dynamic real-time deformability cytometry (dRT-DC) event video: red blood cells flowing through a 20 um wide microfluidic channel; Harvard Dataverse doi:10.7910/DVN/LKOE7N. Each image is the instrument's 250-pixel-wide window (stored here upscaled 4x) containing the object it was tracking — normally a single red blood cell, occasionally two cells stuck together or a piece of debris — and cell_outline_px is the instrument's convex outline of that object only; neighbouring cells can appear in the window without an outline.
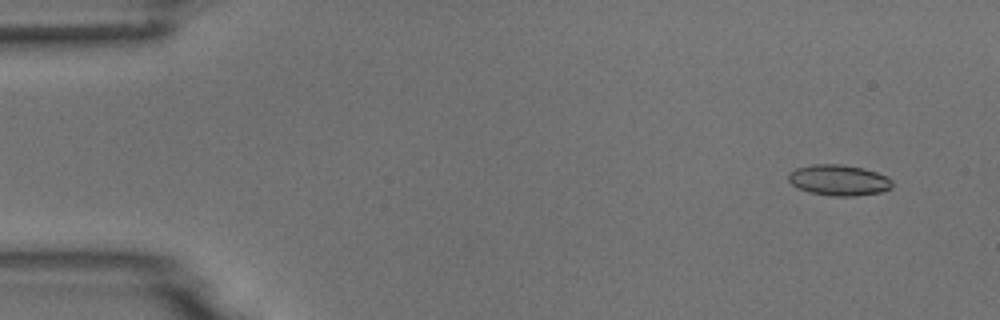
{"species": "common noctule bat (a hibernating species)", "species_latin": "Nyctalus noctula", "temperature_condition": "room temperature", "stored_images_in_passage": 5, "camera_frame_rate_fps": 3000, "um_per_image_px": 0.085, "animal": {"sex": "male", "body_mass_g": 18.8}, "frame": {"image": 1, "passage_image": 1, "time_ms": 0.0, "image_size_px": [1000, 320], "cell_outline_px": [[892, 188], [880, 192], [856, 196], [832, 196], [808, 192], [796, 188], [788, 180], [788, 172], [796, 168], [812, 164], [840, 164], [864, 168], [888, 176], [892, 180]], "centroid_in_image_um": [71.28, 15.31], "position_along_channel_um": 13.7, "area_um2": 18.9}}
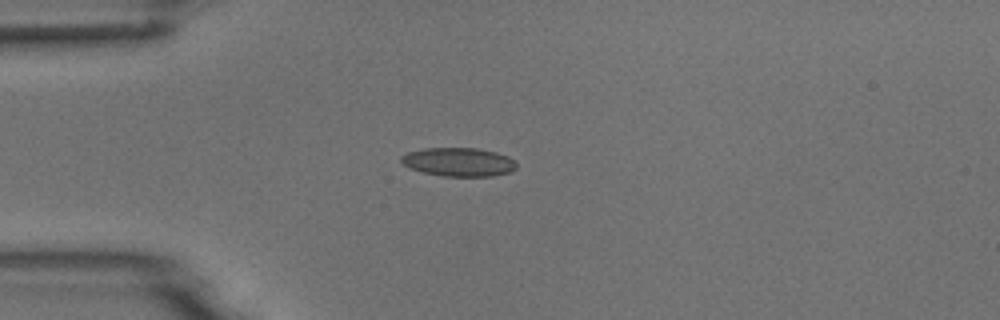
{"frame": {"image": 2, "passage_image": 4, "time_ms": 3.333, "image_size_px": [1000, 320], "cell_outline_px": [[516, 168], [508, 172], [492, 176], [444, 176], [424, 172], [412, 168], [404, 164], [400, 160], [400, 156], [408, 152], [424, 148], [476, 148], [496, 152], [508, 156], [516, 164]], "centroid_in_image_um": [38.98, 13.76], "position_along_channel_um": 46.0, "area_um2": 19.02}}